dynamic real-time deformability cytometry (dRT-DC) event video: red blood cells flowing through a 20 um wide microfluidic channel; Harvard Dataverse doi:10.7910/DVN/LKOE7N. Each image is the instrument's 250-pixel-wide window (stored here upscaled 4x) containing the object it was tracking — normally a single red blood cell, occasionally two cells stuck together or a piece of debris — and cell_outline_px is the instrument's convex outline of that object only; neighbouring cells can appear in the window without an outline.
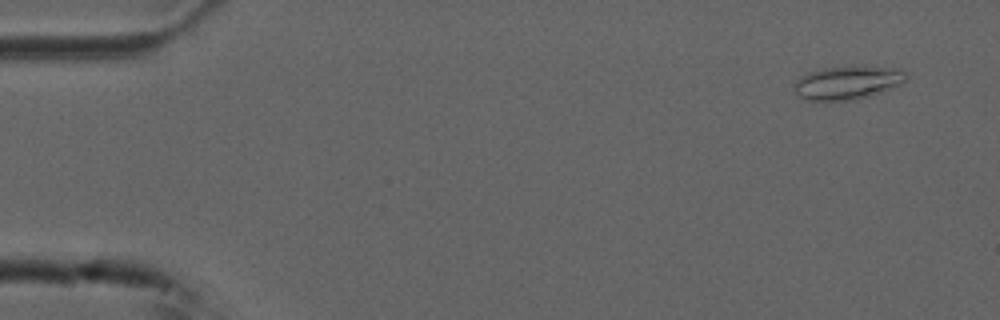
{"species": "common noctule bat (a hibernating species)", "species_latin": "Nyctalus noctula", "temperature_condition": "cold", "stored_images_in_passage": 51, "camera_frame_rate_fps": 3000, "um_per_image_px": 0.085, "animal": {"sex": "male", "forearm_length_mm": 52.5}, "frame": {"image": 1, "passage_image": 3, "time_ms": 0.667, "image_size_px": [1000, 320], "cell_outline_px": [[908, 76], [904, 84], [872, 96], [856, 100], [804, 100], [796, 92], [792, 84], [800, 76], [808, 72], [824, 68], [852, 64], [900, 68]], "centroid_in_image_um": [72.1, 7.0], "position_along_channel_um": 12.9, "area_um2": 22.72}}
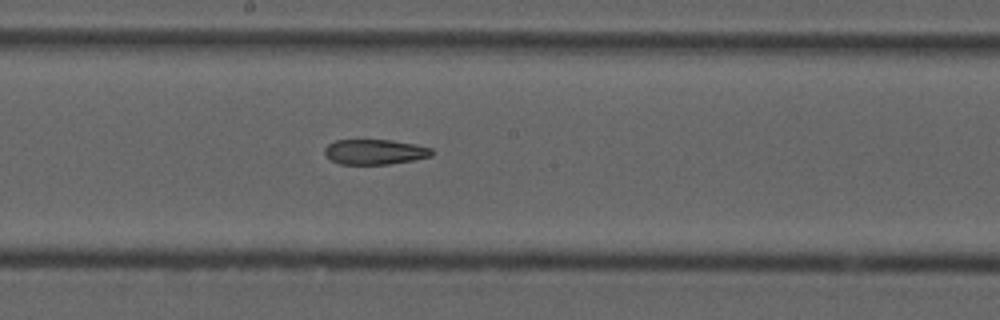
{"frame": {"image": 2, "passage_image": 26, "time_ms": 8.333, "image_size_px": [1000, 320], "cell_outline_px": [[436, 152], [432, 156], [412, 160], [388, 164], [340, 164], [332, 160], [324, 152], [324, 148], [328, 144], [336, 140], [392, 140], [416, 144], [432, 148]], "centroid_in_image_um": [31.9, 12.9], "position_along_channel_um": 216.3, "area_um2": 15.72}}
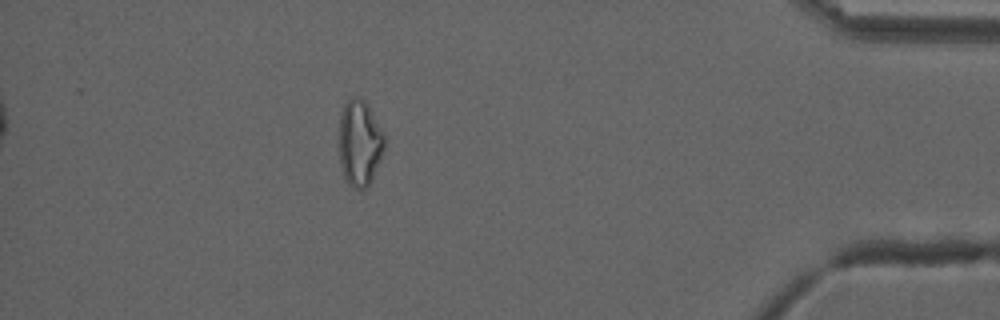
{"frame": {"image": 3, "passage_image": 45, "time_ms": 14.667, "image_size_px": [1000, 320], "cell_outline_px": [[384, 148], [380, 160], [372, 180], [364, 188], [352, 188], [344, 180], [340, 164], [340, 112], [344, 104], [348, 100], [356, 96], [364, 100], [384, 132]], "centroid_in_image_um": [30.56, 12.17], "position_along_channel_um": 404.6, "area_um2": 22.66}}